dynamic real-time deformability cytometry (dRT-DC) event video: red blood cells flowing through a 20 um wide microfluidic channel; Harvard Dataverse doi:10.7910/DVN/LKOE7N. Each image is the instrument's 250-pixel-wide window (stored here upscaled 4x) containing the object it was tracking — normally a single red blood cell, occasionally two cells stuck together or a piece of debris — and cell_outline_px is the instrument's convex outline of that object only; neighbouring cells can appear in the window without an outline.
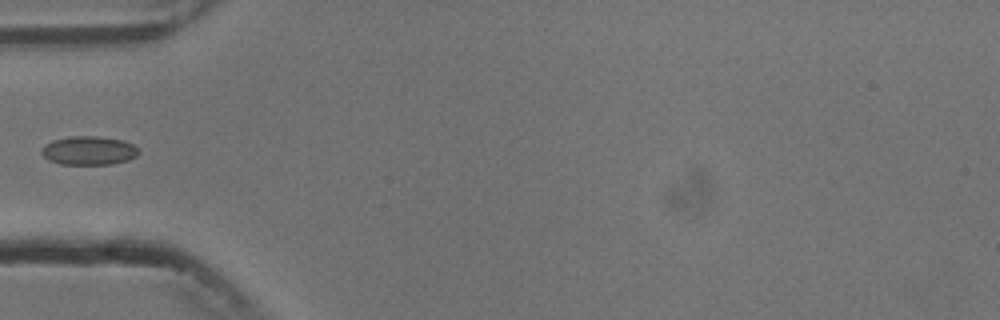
{"species": "common noctule bat (a hibernating species)", "species_latin": "Nyctalus noctula", "temperature_condition": "cold", "stored_images_in_passage": 6, "segment_of_instrument_passage": [2, 2], "camera_frame_rate_fps": 3000, "um_per_image_px": 0.085, "animal": {"sex": "male", "body_mass_g": 13.3}, "frame": {"image": 1, "passage_image": 6, "time_ms": 5.667, "image_size_px": [1000, 320], "cell_outline_px": [[140, 152], [136, 156], [128, 160], [112, 164], [60, 164], [48, 160], [40, 152], [40, 148], [44, 144], [52, 140], [72, 136], [96, 136], [124, 140], [132, 144]], "centroid_in_image_um": [7.52, 12.79], "position_along_channel_um": 77.5, "area_um2": 16.36}}